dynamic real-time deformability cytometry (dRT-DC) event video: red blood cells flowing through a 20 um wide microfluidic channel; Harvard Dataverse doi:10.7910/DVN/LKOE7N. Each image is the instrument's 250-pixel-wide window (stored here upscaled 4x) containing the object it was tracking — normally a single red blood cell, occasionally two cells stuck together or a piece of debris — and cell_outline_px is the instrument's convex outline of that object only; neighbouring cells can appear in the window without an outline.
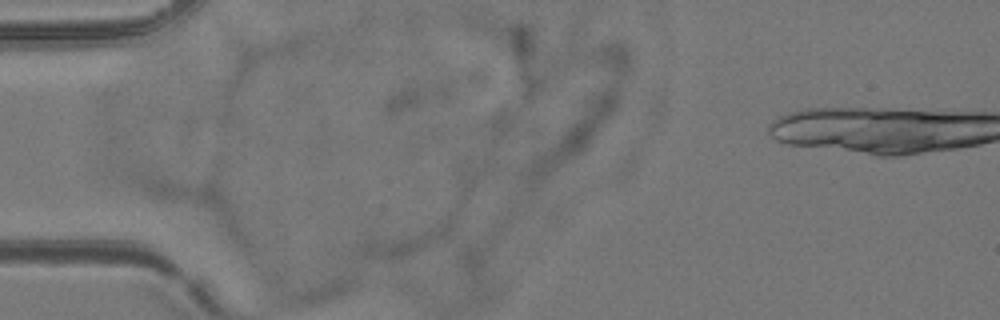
{"species": "common noctule bat (a hibernating species)", "species_latin": "Nyctalus noctula", "temperature_condition": "room temperature", "stored_images_in_passage": 4, "camera_frame_rate_fps": 3000, "um_per_image_px": 0.085, "animal": {"sex": "female", "body_mass_g": 24.6, "forearm_length_mm": 56.2}, "frame": {"image": 1, "passage_image": 3, "time_ms": 0.667, "image_size_px": [1000, 320], "cell_outline_px": [[480, 172], [448, 240], [400, 260], [388, 260], [360, 256], [352, 252], [368, 236], [464, 172]], "centroid_in_image_um": [35.78, 18.96], "position_along_channel_um": 49.2, "area_um2": 34.16}}